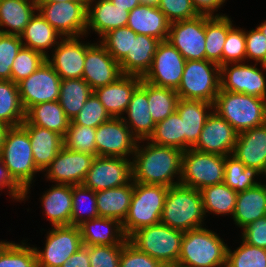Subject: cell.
<instances>
[{
    "mask_svg": "<svg viewBox=\"0 0 266 267\" xmlns=\"http://www.w3.org/2000/svg\"><path fill=\"white\" fill-rule=\"evenodd\" d=\"M205 216L208 213L215 215H231L233 217L237 192L224 182L204 187L200 190Z\"/></svg>",
    "mask_w": 266,
    "mask_h": 267,
    "instance_id": "38",
    "label": "cell"
},
{
    "mask_svg": "<svg viewBox=\"0 0 266 267\" xmlns=\"http://www.w3.org/2000/svg\"><path fill=\"white\" fill-rule=\"evenodd\" d=\"M36 12V0H0V33L20 36Z\"/></svg>",
    "mask_w": 266,
    "mask_h": 267,
    "instance_id": "33",
    "label": "cell"
},
{
    "mask_svg": "<svg viewBox=\"0 0 266 267\" xmlns=\"http://www.w3.org/2000/svg\"><path fill=\"white\" fill-rule=\"evenodd\" d=\"M95 142L97 156L130 159L135 153L138 139L122 118L111 117L96 128Z\"/></svg>",
    "mask_w": 266,
    "mask_h": 267,
    "instance_id": "15",
    "label": "cell"
},
{
    "mask_svg": "<svg viewBox=\"0 0 266 267\" xmlns=\"http://www.w3.org/2000/svg\"><path fill=\"white\" fill-rule=\"evenodd\" d=\"M234 26L228 15H205V59L222 66V51L228 31Z\"/></svg>",
    "mask_w": 266,
    "mask_h": 267,
    "instance_id": "37",
    "label": "cell"
},
{
    "mask_svg": "<svg viewBox=\"0 0 266 267\" xmlns=\"http://www.w3.org/2000/svg\"><path fill=\"white\" fill-rule=\"evenodd\" d=\"M185 63V58L168 40L161 41L151 67L142 79L158 87L177 90L182 80Z\"/></svg>",
    "mask_w": 266,
    "mask_h": 267,
    "instance_id": "13",
    "label": "cell"
},
{
    "mask_svg": "<svg viewBox=\"0 0 266 267\" xmlns=\"http://www.w3.org/2000/svg\"><path fill=\"white\" fill-rule=\"evenodd\" d=\"M24 121L25 110L20 101L17 83L12 80H0V122L15 127Z\"/></svg>",
    "mask_w": 266,
    "mask_h": 267,
    "instance_id": "41",
    "label": "cell"
},
{
    "mask_svg": "<svg viewBox=\"0 0 266 267\" xmlns=\"http://www.w3.org/2000/svg\"><path fill=\"white\" fill-rule=\"evenodd\" d=\"M141 4L158 7V0H139Z\"/></svg>",
    "mask_w": 266,
    "mask_h": 267,
    "instance_id": "63",
    "label": "cell"
},
{
    "mask_svg": "<svg viewBox=\"0 0 266 267\" xmlns=\"http://www.w3.org/2000/svg\"><path fill=\"white\" fill-rule=\"evenodd\" d=\"M158 8L170 23L192 19L199 15L192 0H158Z\"/></svg>",
    "mask_w": 266,
    "mask_h": 267,
    "instance_id": "54",
    "label": "cell"
},
{
    "mask_svg": "<svg viewBox=\"0 0 266 267\" xmlns=\"http://www.w3.org/2000/svg\"><path fill=\"white\" fill-rule=\"evenodd\" d=\"M262 175V172L254 167H247L237 159L234 155L230 154L225 156V170H224V183L239 193L247 190L255 185L261 184L255 179L257 176Z\"/></svg>",
    "mask_w": 266,
    "mask_h": 267,
    "instance_id": "42",
    "label": "cell"
},
{
    "mask_svg": "<svg viewBox=\"0 0 266 267\" xmlns=\"http://www.w3.org/2000/svg\"><path fill=\"white\" fill-rule=\"evenodd\" d=\"M87 3L37 2V11L62 37H86Z\"/></svg>",
    "mask_w": 266,
    "mask_h": 267,
    "instance_id": "10",
    "label": "cell"
},
{
    "mask_svg": "<svg viewBox=\"0 0 266 267\" xmlns=\"http://www.w3.org/2000/svg\"><path fill=\"white\" fill-rule=\"evenodd\" d=\"M226 0H192V4L199 14L209 16H222L221 13L215 14Z\"/></svg>",
    "mask_w": 266,
    "mask_h": 267,
    "instance_id": "59",
    "label": "cell"
},
{
    "mask_svg": "<svg viewBox=\"0 0 266 267\" xmlns=\"http://www.w3.org/2000/svg\"><path fill=\"white\" fill-rule=\"evenodd\" d=\"M147 141L159 146L174 147L183 151V121L177 111L156 123Z\"/></svg>",
    "mask_w": 266,
    "mask_h": 267,
    "instance_id": "43",
    "label": "cell"
},
{
    "mask_svg": "<svg viewBox=\"0 0 266 267\" xmlns=\"http://www.w3.org/2000/svg\"><path fill=\"white\" fill-rule=\"evenodd\" d=\"M246 39V59H252L255 63L266 65V37L256 27L250 31H245Z\"/></svg>",
    "mask_w": 266,
    "mask_h": 267,
    "instance_id": "56",
    "label": "cell"
},
{
    "mask_svg": "<svg viewBox=\"0 0 266 267\" xmlns=\"http://www.w3.org/2000/svg\"><path fill=\"white\" fill-rule=\"evenodd\" d=\"M110 118L111 116L105 110V107L93 93L70 124L97 128Z\"/></svg>",
    "mask_w": 266,
    "mask_h": 267,
    "instance_id": "50",
    "label": "cell"
},
{
    "mask_svg": "<svg viewBox=\"0 0 266 267\" xmlns=\"http://www.w3.org/2000/svg\"><path fill=\"white\" fill-rule=\"evenodd\" d=\"M221 89L220 66L204 60H186L181 83L176 90L180 99L214 103Z\"/></svg>",
    "mask_w": 266,
    "mask_h": 267,
    "instance_id": "7",
    "label": "cell"
},
{
    "mask_svg": "<svg viewBox=\"0 0 266 267\" xmlns=\"http://www.w3.org/2000/svg\"><path fill=\"white\" fill-rule=\"evenodd\" d=\"M5 188L12 199L22 201L24 190L11 178L0 156V190Z\"/></svg>",
    "mask_w": 266,
    "mask_h": 267,
    "instance_id": "58",
    "label": "cell"
},
{
    "mask_svg": "<svg viewBox=\"0 0 266 267\" xmlns=\"http://www.w3.org/2000/svg\"><path fill=\"white\" fill-rule=\"evenodd\" d=\"M242 240L247 244L266 249V216L242 229Z\"/></svg>",
    "mask_w": 266,
    "mask_h": 267,
    "instance_id": "57",
    "label": "cell"
},
{
    "mask_svg": "<svg viewBox=\"0 0 266 267\" xmlns=\"http://www.w3.org/2000/svg\"><path fill=\"white\" fill-rule=\"evenodd\" d=\"M224 170L225 156L190 148L183 152L180 184L201 190L222 183Z\"/></svg>",
    "mask_w": 266,
    "mask_h": 267,
    "instance_id": "9",
    "label": "cell"
},
{
    "mask_svg": "<svg viewBox=\"0 0 266 267\" xmlns=\"http://www.w3.org/2000/svg\"><path fill=\"white\" fill-rule=\"evenodd\" d=\"M162 263L140 251L129 240L123 244L119 267H160Z\"/></svg>",
    "mask_w": 266,
    "mask_h": 267,
    "instance_id": "55",
    "label": "cell"
},
{
    "mask_svg": "<svg viewBox=\"0 0 266 267\" xmlns=\"http://www.w3.org/2000/svg\"><path fill=\"white\" fill-rule=\"evenodd\" d=\"M44 215L53 226L70 225L72 211V185L55 184L40 198Z\"/></svg>",
    "mask_w": 266,
    "mask_h": 267,
    "instance_id": "30",
    "label": "cell"
},
{
    "mask_svg": "<svg viewBox=\"0 0 266 267\" xmlns=\"http://www.w3.org/2000/svg\"><path fill=\"white\" fill-rule=\"evenodd\" d=\"M213 111L238 133L266 124V100L244 93L220 89Z\"/></svg>",
    "mask_w": 266,
    "mask_h": 267,
    "instance_id": "5",
    "label": "cell"
},
{
    "mask_svg": "<svg viewBox=\"0 0 266 267\" xmlns=\"http://www.w3.org/2000/svg\"><path fill=\"white\" fill-rule=\"evenodd\" d=\"M95 157L63 147L45 170L46 180L56 184L80 185Z\"/></svg>",
    "mask_w": 266,
    "mask_h": 267,
    "instance_id": "18",
    "label": "cell"
},
{
    "mask_svg": "<svg viewBox=\"0 0 266 267\" xmlns=\"http://www.w3.org/2000/svg\"><path fill=\"white\" fill-rule=\"evenodd\" d=\"M30 138L36 168L44 172L64 147L63 136L46 128L31 125L26 120L21 124Z\"/></svg>",
    "mask_w": 266,
    "mask_h": 267,
    "instance_id": "26",
    "label": "cell"
},
{
    "mask_svg": "<svg viewBox=\"0 0 266 267\" xmlns=\"http://www.w3.org/2000/svg\"><path fill=\"white\" fill-rule=\"evenodd\" d=\"M46 235L44 249L34 247L37 267H61L83 245L79 226H53Z\"/></svg>",
    "mask_w": 266,
    "mask_h": 267,
    "instance_id": "11",
    "label": "cell"
},
{
    "mask_svg": "<svg viewBox=\"0 0 266 267\" xmlns=\"http://www.w3.org/2000/svg\"><path fill=\"white\" fill-rule=\"evenodd\" d=\"M8 128H9V126H7L3 122H0V151H1V147H2L3 142H4V136H5Z\"/></svg>",
    "mask_w": 266,
    "mask_h": 267,
    "instance_id": "62",
    "label": "cell"
},
{
    "mask_svg": "<svg viewBox=\"0 0 266 267\" xmlns=\"http://www.w3.org/2000/svg\"><path fill=\"white\" fill-rule=\"evenodd\" d=\"M183 235V231L160 222L137 230L128 240L162 264H177Z\"/></svg>",
    "mask_w": 266,
    "mask_h": 267,
    "instance_id": "8",
    "label": "cell"
},
{
    "mask_svg": "<svg viewBox=\"0 0 266 267\" xmlns=\"http://www.w3.org/2000/svg\"><path fill=\"white\" fill-rule=\"evenodd\" d=\"M131 180V159L96 156L82 185L96 192L126 185Z\"/></svg>",
    "mask_w": 266,
    "mask_h": 267,
    "instance_id": "16",
    "label": "cell"
},
{
    "mask_svg": "<svg viewBox=\"0 0 266 267\" xmlns=\"http://www.w3.org/2000/svg\"><path fill=\"white\" fill-rule=\"evenodd\" d=\"M139 86L147 93L150 114L155 124L176 111L179 99L176 90L158 87L143 79Z\"/></svg>",
    "mask_w": 266,
    "mask_h": 267,
    "instance_id": "39",
    "label": "cell"
},
{
    "mask_svg": "<svg viewBox=\"0 0 266 267\" xmlns=\"http://www.w3.org/2000/svg\"><path fill=\"white\" fill-rule=\"evenodd\" d=\"M123 245L89 246L90 267H119Z\"/></svg>",
    "mask_w": 266,
    "mask_h": 267,
    "instance_id": "53",
    "label": "cell"
},
{
    "mask_svg": "<svg viewBox=\"0 0 266 267\" xmlns=\"http://www.w3.org/2000/svg\"><path fill=\"white\" fill-rule=\"evenodd\" d=\"M86 201L90 204V206ZM83 202L86 203L84 204ZM97 217H99V215L96 192L83 186L82 184L72 185V211L70 225L79 226L84 221Z\"/></svg>",
    "mask_w": 266,
    "mask_h": 267,
    "instance_id": "44",
    "label": "cell"
},
{
    "mask_svg": "<svg viewBox=\"0 0 266 267\" xmlns=\"http://www.w3.org/2000/svg\"><path fill=\"white\" fill-rule=\"evenodd\" d=\"M111 2L115 6H119L120 8H125V10L129 12L141 4L139 0H111Z\"/></svg>",
    "mask_w": 266,
    "mask_h": 267,
    "instance_id": "61",
    "label": "cell"
},
{
    "mask_svg": "<svg viewBox=\"0 0 266 267\" xmlns=\"http://www.w3.org/2000/svg\"><path fill=\"white\" fill-rule=\"evenodd\" d=\"M37 2H66V1H89V0H36Z\"/></svg>",
    "mask_w": 266,
    "mask_h": 267,
    "instance_id": "64",
    "label": "cell"
},
{
    "mask_svg": "<svg viewBox=\"0 0 266 267\" xmlns=\"http://www.w3.org/2000/svg\"><path fill=\"white\" fill-rule=\"evenodd\" d=\"M25 120L31 125L52 130L63 137L71 123L59 101L43 102L31 106L25 112Z\"/></svg>",
    "mask_w": 266,
    "mask_h": 267,
    "instance_id": "36",
    "label": "cell"
},
{
    "mask_svg": "<svg viewBox=\"0 0 266 267\" xmlns=\"http://www.w3.org/2000/svg\"><path fill=\"white\" fill-rule=\"evenodd\" d=\"M122 75L119 62L108 53L99 41L92 44L87 42L82 79L93 91L113 83Z\"/></svg>",
    "mask_w": 266,
    "mask_h": 267,
    "instance_id": "19",
    "label": "cell"
},
{
    "mask_svg": "<svg viewBox=\"0 0 266 267\" xmlns=\"http://www.w3.org/2000/svg\"><path fill=\"white\" fill-rule=\"evenodd\" d=\"M8 241H0V250L2 249V247L7 243Z\"/></svg>",
    "mask_w": 266,
    "mask_h": 267,
    "instance_id": "67",
    "label": "cell"
},
{
    "mask_svg": "<svg viewBox=\"0 0 266 267\" xmlns=\"http://www.w3.org/2000/svg\"><path fill=\"white\" fill-rule=\"evenodd\" d=\"M266 216V185L261 183L239 192L236 198V207L233 221L241 228Z\"/></svg>",
    "mask_w": 266,
    "mask_h": 267,
    "instance_id": "31",
    "label": "cell"
},
{
    "mask_svg": "<svg viewBox=\"0 0 266 267\" xmlns=\"http://www.w3.org/2000/svg\"><path fill=\"white\" fill-rule=\"evenodd\" d=\"M23 47L33 49L48 57V49L55 48L62 35L37 11L20 35ZM59 40V41H58Z\"/></svg>",
    "mask_w": 266,
    "mask_h": 267,
    "instance_id": "34",
    "label": "cell"
},
{
    "mask_svg": "<svg viewBox=\"0 0 266 267\" xmlns=\"http://www.w3.org/2000/svg\"><path fill=\"white\" fill-rule=\"evenodd\" d=\"M96 128L70 124L63 137L64 147L76 152L97 156Z\"/></svg>",
    "mask_w": 266,
    "mask_h": 267,
    "instance_id": "46",
    "label": "cell"
},
{
    "mask_svg": "<svg viewBox=\"0 0 266 267\" xmlns=\"http://www.w3.org/2000/svg\"><path fill=\"white\" fill-rule=\"evenodd\" d=\"M138 141L132 159V180L136 183L171 187L180 183L183 151ZM141 145V146H140ZM177 176V178H176ZM176 178V181L174 180Z\"/></svg>",
    "mask_w": 266,
    "mask_h": 267,
    "instance_id": "1",
    "label": "cell"
},
{
    "mask_svg": "<svg viewBox=\"0 0 266 267\" xmlns=\"http://www.w3.org/2000/svg\"><path fill=\"white\" fill-rule=\"evenodd\" d=\"M89 246L82 245L61 267H90Z\"/></svg>",
    "mask_w": 266,
    "mask_h": 267,
    "instance_id": "60",
    "label": "cell"
},
{
    "mask_svg": "<svg viewBox=\"0 0 266 267\" xmlns=\"http://www.w3.org/2000/svg\"><path fill=\"white\" fill-rule=\"evenodd\" d=\"M262 174L266 177V167H265V169H264Z\"/></svg>",
    "mask_w": 266,
    "mask_h": 267,
    "instance_id": "68",
    "label": "cell"
},
{
    "mask_svg": "<svg viewBox=\"0 0 266 267\" xmlns=\"http://www.w3.org/2000/svg\"><path fill=\"white\" fill-rule=\"evenodd\" d=\"M245 31L239 27H232L222 51V65L227 63H242L246 61Z\"/></svg>",
    "mask_w": 266,
    "mask_h": 267,
    "instance_id": "52",
    "label": "cell"
},
{
    "mask_svg": "<svg viewBox=\"0 0 266 267\" xmlns=\"http://www.w3.org/2000/svg\"><path fill=\"white\" fill-rule=\"evenodd\" d=\"M0 156L11 178L24 190L22 201L28 200L30 186L40 171L34 164L30 138L22 125L7 129Z\"/></svg>",
    "mask_w": 266,
    "mask_h": 267,
    "instance_id": "2",
    "label": "cell"
},
{
    "mask_svg": "<svg viewBox=\"0 0 266 267\" xmlns=\"http://www.w3.org/2000/svg\"><path fill=\"white\" fill-rule=\"evenodd\" d=\"M61 78L47 60L29 77L17 83L25 112L33 105L58 101Z\"/></svg>",
    "mask_w": 266,
    "mask_h": 267,
    "instance_id": "12",
    "label": "cell"
},
{
    "mask_svg": "<svg viewBox=\"0 0 266 267\" xmlns=\"http://www.w3.org/2000/svg\"><path fill=\"white\" fill-rule=\"evenodd\" d=\"M125 113L127 117H122V119L132 134L138 141L148 140L156 124L150 114L147 93L140 86L133 92Z\"/></svg>",
    "mask_w": 266,
    "mask_h": 267,
    "instance_id": "32",
    "label": "cell"
},
{
    "mask_svg": "<svg viewBox=\"0 0 266 267\" xmlns=\"http://www.w3.org/2000/svg\"><path fill=\"white\" fill-rule=\"evenodd\" d=\"M257 28L264 34L266 37V20L262 22Z\"/></svg>",
    "mask_w": 266,
    "mask_h": 267,
    "instance_id": "65",
    "label": "cell"
},
{
    "mask_svg": "<svg viewBox=\"0 0 266 267\" xmlns=\"http://www.w3.org/2000/svg\"><path fill=\"white\" fill-rule=\"evenodd\" d=\"M238 132L216 112L208 116L194 150L227 156L232 154Z\"/></svg>",
    "mask_w": 266,
    "mask_h": 267,
    "instance_id": "21",
    "label": "cell"
},
{
    "mask_svg": "<svg viewBox=\"0 0 266 267\" xmlns=\"http://www.w3.org/2000/svg\"><path fill=\"white\" fill-rule=\"evenodd\" d=\"M228 245L205 227L185 231L177 264L180 267H226Z\"/></svg>",
    "mask_w": 266,
    "mask_h": 267,
    "instance_id": "4",
    "label": "cell"
},
{
    "mask_svg": "<svg viewBox=\"0 0 266 267\" xmlns=\"http://www.w3.org/2000/svg\"><path fill=\"white\" fill-rule=\"evenodd\" d=\"M167 40L185 60L205 59V14L170 23Z\"/></svg>",
    "mask_w": 266,
    "mask_h": 267,
    "instance_id": "17",
    "label": "cell"
},
{
    "mask_svg": "<svg viewBox=\"0 0 266 267\" xmlns=\"http://www.w3.org/2000/svg\"><path fill=\"white\" fill-rule=\"evenodd\" d=\"M212 110L209 102L178 99L176 111L183 121V152L195 146Z\"/></svg>",
    "mask_w": 266,
    "mask_h": 267,
    "instance_id": "24",
    "label": "cell"
},
{
    "mask_svg": "<svg viewBox=\"0 0 266 267\" xmlns=\"http://www.w3.org/2000/svg\"><path fill=\"white\" fill-rule=\"evenodd\" d=\"M232 155L263 173L266 167V124L238 133Z\"/></svg>",
    "mask_w": 266,
    "mask_h": 267,
    "instance_id": "25",
    "label": "cell"
},
{
    "mask_svg": "<svg viewBox=\"0 0 266 267\" xmlns=\"http://www.w3.org/2000/svg\"><path fill=\"white\" fill-rule=\"evenodd\" d=\"M128 17L129 11L115 6L111 0H89L86 35L88 36V31L91 32V29L101 38L113 29L127 26Z\"/></svg>",
    "mask_w": 266,
    "mask_h": 267,
    "instance_id": "23",
    "label": "cell"
},
{
    "mask_svg": "<svg viewBox=\"0 0 266 267\" xmlns=\"http://www.w3.org/2000/svg\"><path fill=\"white\" fill-rule=\"evenodd\" d=\"M132 194L133 180L117 188L96 191L99 217L114 218L122 223L128 213Z\"/></svg>",
    "mask_w": 266,
    "mask_h": 267,
    "instance_id": "35",
    "label": "cell"
},
{
    "mask_svg": "<svg viewBox=\"0 0 266 267\" xmlns=\"http://www.w3.org/2000/svg\"><path fill=\"white\" fill-rule=\"evenodd\" d=\"M227 63L220 67L221 90L244 93L266 100V65ZM263 69V70H262ZM263 71V72H262Z\"/></svg>",
    "mask_w": 266,
    "mask_h": 267,
    "instance_id": "14",
    "label": "cell"
},
{
    "mask_svg": "<svg viewBox=\"0 0 266 267\" xmlns=\"http://www.w3.org/2000/svg\"><path fill=\"white\" fill-rule=\"evenodd\" d=\"M226 267H266V249L242 240L233 252L230 247L227 248Z\"/></svg>",
    "mask_w": 266,
    "mask_h": 267,
    "instance_id": "47",
    "label": "cell"
},
{
    "mask_svg": "<svg viewBox=\"0 0 266 267\" xmlns=\"http://www.w3.org/2000/svg\"><path fill=\"white\" fill-rule=\"evenodd\" d=\"M206 218L200 190L177 184L168 188L160 222L183 232L202 228Z\"/></svg>",
    "mask_w": 266,
    "mask_h": 267,
    "instance_id": "3",
    "label": "cell"
},
{
    "mask_svg": "<svg viewBox=\"0 0 266 267\" xmlns=\"http://www.w3.org/2000/svg\"><path fill=\"white\" fill-rule=\"evenodd\" d=\"M92 94L93 90L82 78L64 79L61 80L58 101L66 116L72 121Z\"/></svg>",
    "mask_w": 266,
    "mask_h": 267,
    "instance_id": "40",
    "label": "cell"
},
{
    "mask_svg": "<svg viewBox=\"0 0 266 267\" xmlns=\"http://www.w3.org/2000/svg\"><path fill=\"white\" fill-rule=\"evenodd\" d=\"M25 242H7L0 250V267H37L34 247Z\"/></svg>",
    "mask_w": 266,
    "mask_h": 267,
    "instance_id": "45",
    "label": "cell"
},
{
    "mask_svg": "<svg viewBox=\"0 0 266 267\" xmlns=\"http://www.w3.org/2000/svg\"><path fill=\"white\" fill-rule=\"evenodd\" d=\"M22 47L20 36L0 33V80H12L11 67Z\"/></svg>",
    "mask_w": 266,
    "mask_h": 267,
    "instance_id": "51",
    "label": "cell"
},
{
    "mask_svg": "<svg viewBox=\"0 0 266 267\" xmlns=\"http://www.w3.org/2000/svg\"><path fill=\"white\" fill-rule=\"evenodd\" d=\"M160 267H180L178 264H162Z\"/></svg>",
    "mask_w": 266,
    "mask_h": 267,
    "instance_id": "66",
    "label": "cell"
},
{
    "mask_svg": "<svg viewBox=\"0 0 266 267\" xmlns=\"http://www.w3.org/2000/svg\"><path fill=\"white\" fill-rule=\"evenodd\" d=\"M167 186L133 182V194L122 228L129 238L137 230L160 223Z\"/></svg>",
    "mask_w": 266,
    "mask_h": 267,
    "instance_id": "6",
    "label": "cell"
},
{
    "mask_svg": "<svg viewBox=\"0 0 266 267\" xmlns=\"http://www.w3.org/2000/svg\"><path fill=\"white\" fill-rule=\"evenodd\" d=\"M161 41L132 30L131 52L119 62L122 74L144 77L149 71L154 54Z\"/></svg>",
    "mask_w": 266,
    "mask_h": 267,
    "instance_id": "27",
    "label": "cell"
},
{
    "mask_svg": "<svg viewBox=\"0 0 266 267\" xmlns=\"http://www.w3.org/2000/svg\"><path fill=\"white\" fill-rule=\"evenodd\" d=\"M127 26L136 34L165 41L168 38L170 22L158 7L140 4L129 12Z\"/></svg>",
    "mask_w": 266,
    "mask_h": 267,
    "instance_id": "29",
    "label": "cell"
},
{
    "mask_svg": "<svg viewBox=\"0 0 266 267\" xmlns=\"http://www.w3.org/2000/svg\"><path fill=\"white\" fill-rule=\"evenodd\" d=\"M142 77L123 74L113 83L93 91L112 118H122Z\"/></svg>",
    "mask_w": 266,
    "mask_h": 267,
    "instance_id": "22",
    "label": "cell"
},
{
    "mask_svg": "<svg viewBox=\"0 0 266 267\" xmlns=\"http://www.w3.org/2000/svg\"><path fill=\"white\" fill-rule=\"evenodd\" d=\"M84 246L123 245L127 240L122 223L114 218L97 217L79 225Z\"/></svg>",
    "mask_w": 266,
    "mask_h": 267,
    "instance_id": "28",
    "label": "cell"
},
{
    "mask_svg": "<svg viewBox=\"0 0 266 267\" xmlns=\"http://www.w3.org/2000/svg\"><path fill=\"white\" fill-rule=\"evenodd\" d=\"M78 37H63L51 57H46L47 62L55 69L62 80L80 79L83 76L87 43Z\"/></svg>",
    "mask_w": 266,
    "mask_h": 267,
    "instance_id": "20",
    "label": "cell"
},
{
    "mask_svg": "<svg viewBox=\"0 0 266 267\" xmlns=\"http://www.w3.org/2000/svg\"><path fill=\"white\" fill-rule=\"evenodd\" d=\"M100 39L99 42L117 62H120L128 52H131L132 29L128 26L113 29Z\"/></svg>",
    "mask_w": 266,
    "mask_h": 267,
    "instance_id": "48",
    "label": "cell"
},
{
    "mask_svg": "<svg viewBox=\"0 0 266 267\" xmlns=\"http://www.w3.org/2000/svg\"><path fill=\"white\" fill-rule=\"evenodd\" d=\"M45 61L46 57L42 53L22 47L15 57L11 67L12 81L18 83L29 77Z\"/></svg>",
    "mask_w": 266,
    "mask_h": 267,
    "instance_id": "49",
    "label": "cell"
}]
</instances>
